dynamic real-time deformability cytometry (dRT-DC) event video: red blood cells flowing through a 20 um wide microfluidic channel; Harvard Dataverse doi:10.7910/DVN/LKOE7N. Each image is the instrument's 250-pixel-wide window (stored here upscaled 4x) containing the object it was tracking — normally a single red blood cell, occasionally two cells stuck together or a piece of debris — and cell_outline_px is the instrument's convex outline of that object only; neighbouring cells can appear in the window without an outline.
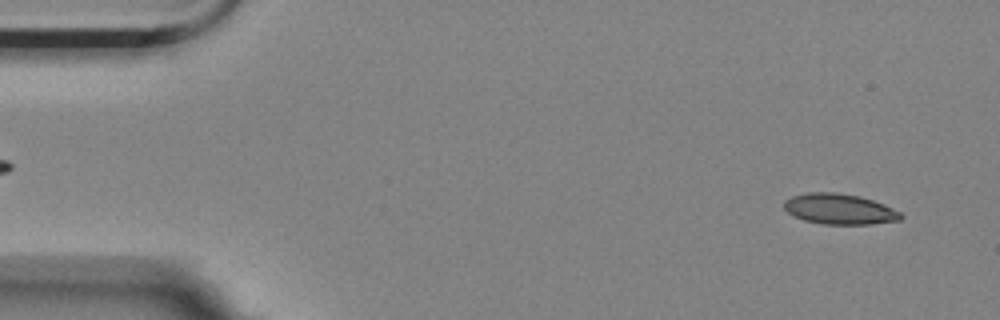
{"species": "Egyptian fruit bat (a non-hibernating species)", "species_latin": "Rousettus aegyptiacus", "temperature_condition": "room temperature", "stored_images_in_passage": 5, "camera_frame_rate_fps": 3000, "um_per_image_px": 0.085, "animal": {"sex": "female"}, "frame": {"image": 1, "passage_image": 1, "time_ms": 0.0, "image_size_px": [1000, 320], "cell_outline_px": [[904, 216], [900, 220], [872, 224], [824, 224], [804, 220], [788, 212], [784, 208], [784, 200], [792, 196], [808, 192], [836, 192], [860, 196], [884, 204], [900, 212]], "centroid_in_image_um": [71.37, 17.76], "position_along_channel_um": 13.6, "area_um2": 20.75}}
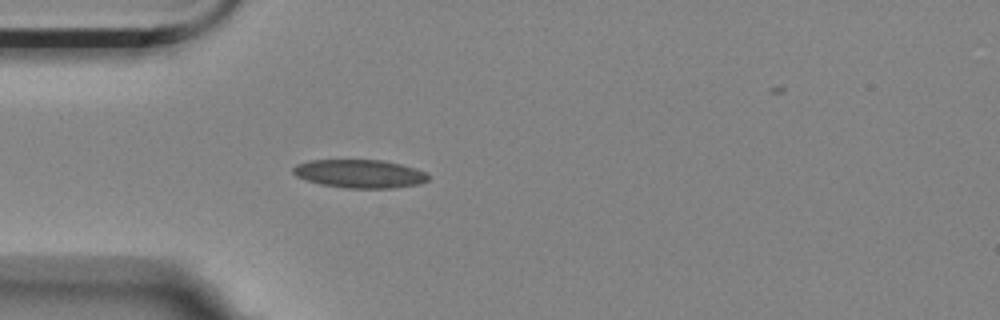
{"frame": {"image": 2, "passage_image": 4, "time_ms": 1.0, "image_size_px": [1000, 320], "cell_outline_px": [[428, 180], [420, 184], [392, 188], [344, 188], [320, 184], [296, 176], [292, 172], [292, 168], [296, 164], [308, 160], [384, 160], [416, 168], [424, 172], [428, 176]], "centroid_in_image_um": [30.56, 14.76], "position_along_channel_um": 54.4, "area_um2": 22.37}}